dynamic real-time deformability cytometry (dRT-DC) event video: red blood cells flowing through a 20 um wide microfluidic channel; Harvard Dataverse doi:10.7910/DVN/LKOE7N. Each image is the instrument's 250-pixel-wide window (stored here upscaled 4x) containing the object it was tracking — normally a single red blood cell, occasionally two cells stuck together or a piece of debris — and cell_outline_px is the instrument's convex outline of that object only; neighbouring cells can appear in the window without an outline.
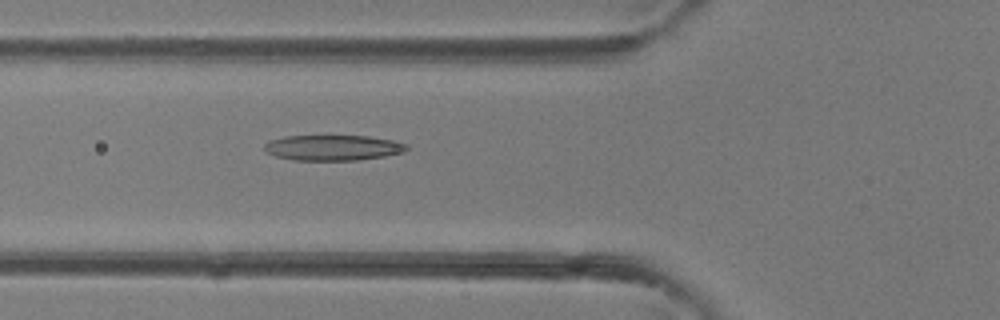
{"species": "common noctule bat (a hibernating species)", "species_latin": "Nyctalus noctula", "temperature_condition": "room temperature", "stored_images_in_passage": 40, "camera_frame_rate_fps": 3000, "um_per_image_px": 0.085, "animal": {"sex": "female"}, "frame": {"image": 1, "passage_image": 15, "time_ms": 4.667, "image_size_px": [1000, 320], "cell_outline_px": [[408, 148], [404, 152], [384, 156], [356, 160], [292, 160], [276, 156], [268, 152], [264, 148], [264, 144], [268, 140], [284, 136], [368, 136], [392, 140], [408, 144]], "centroid_in_image_um": [28.29, 12.55], "position_along_channel_um": 97.5, "area_um2": 21.1}}
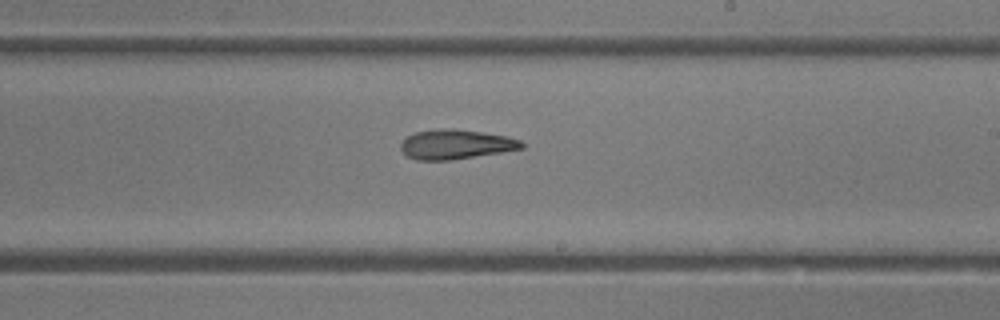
{"frame": {"image": 2, "passage_image": 24, "time_ms": 7.667, "image_size_px": [1000, 320], "cell_outline_px": [[524, 148], [500, 152], [448, 160], [416, 160], [408, 156], [400, 148], [400, 144], [408, 136], [416, 132], [440, 128], [456, 128], [508, 136], [520, 140], [524, 144]], "centroid_in_image_um": [38.75, 12.25], "position_along_channel_um": 250.3, "area_um2": 20.69}}
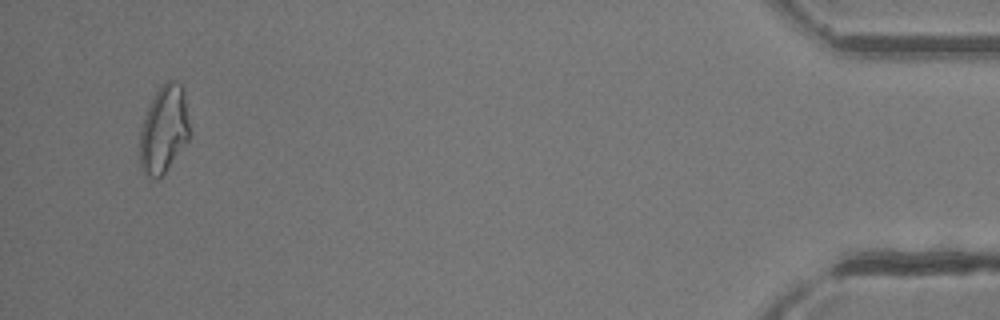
{"frame": {"image": 3, "passage_image": 39, "time_ms": 12.667, "image_size_px": [1000, 320], "cell_outline_px": [[188, 140], [164, 172], [156, 180], [148, 176], [144, 172], [140, 164], [140, 128], [144, 116], [160, 84], [168, 80], [176, 80], [184, 88], [188, 124]], "centroid_in_image_um": [13.91, 10.96], "position_along_channel_um": 421.3, "area_um2": 25.03}}